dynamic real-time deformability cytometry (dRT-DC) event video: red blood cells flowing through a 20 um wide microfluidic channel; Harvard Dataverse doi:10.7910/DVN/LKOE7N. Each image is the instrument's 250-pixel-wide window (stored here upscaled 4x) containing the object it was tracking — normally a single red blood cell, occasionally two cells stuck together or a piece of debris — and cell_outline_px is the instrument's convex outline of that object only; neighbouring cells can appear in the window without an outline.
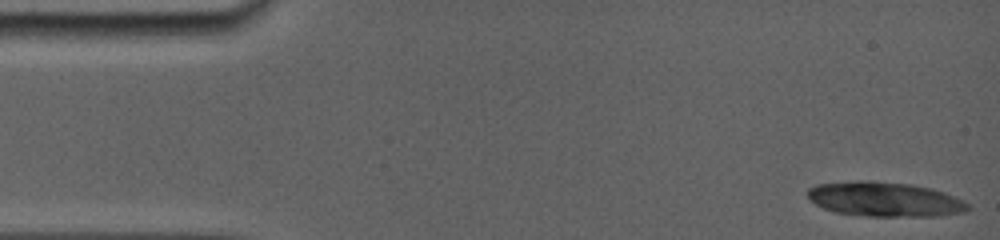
{"species": "common noctule bat (a hibernating species)", "species_latin": "Nyctalus noctula", "temperature_condition": "room temperature", "stored_images_in_passage": 6, "camera_frame_rate_fps": 5000, "um_per_image_px": 0.085, "animal": {"sex": "female", "body_mass_g": 19.0, "forearm_length_mm": 56.7}, "frame": {"image": 1, "passage_image": 1, "time_ms": 0.0, "image_size_px": [1000, 240], "cell_outline_px": [[972, 208], [964, 212], [940, 216], [864, 216], [836, 212], [824, 208], [816, 204], [808, 196], [808, 188], [816, 184], [856, 180], [860, 180], [912, 184], [932, 188], [944, 192], [968, 204]], "centroid_in_image_um": [75.2, 16.94], "position_along_channel_um": 9.8, "area_um2": 32.25}}